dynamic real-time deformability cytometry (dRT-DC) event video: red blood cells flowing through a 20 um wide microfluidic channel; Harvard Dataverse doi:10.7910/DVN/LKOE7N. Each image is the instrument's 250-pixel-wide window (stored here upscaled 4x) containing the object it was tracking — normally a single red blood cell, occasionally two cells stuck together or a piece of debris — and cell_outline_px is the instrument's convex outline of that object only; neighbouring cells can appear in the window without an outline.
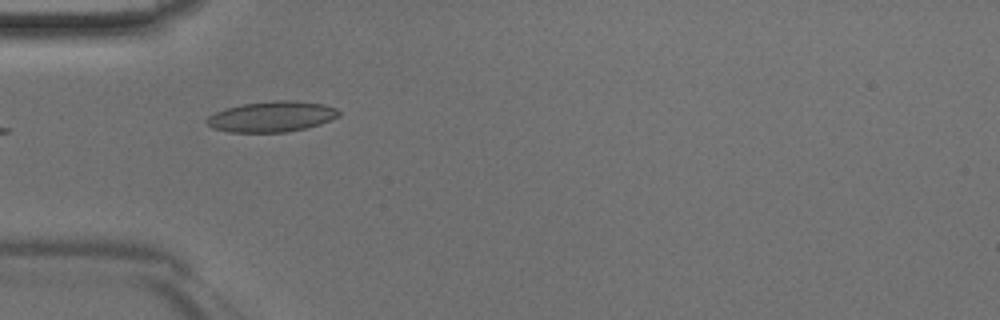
{"species": "Egyptian fruit bat (a non-hibernating species)", "species_latin": "Rousettus aegyptiacus", "temperature_condition": "room temperature", "stored_images_in_passage": 18, "camera_frame_rate_fps": 3000, "um_per_image_px": 0.085, "animal": {"sex": "male"}, "frame": {"image": 1, "passage_image": 1, "time_ms": 0.0, "image_size_px": [1000, 320], "cell_outline_px": [[340, 116], [320, 124], [308, 128], [284, 132], [228, 132], [212, 128], [204, 120], [208, 116], [224, 108], [244, 104], [272, 100], [292, 100], [324, 104], [336, 108], [340, 112]], "centroid_in_image_um": [23.1, 9.91], "position_along_channel_um": 61.9, "area_um2": 23.7}}